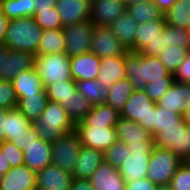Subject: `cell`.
I'll list each match as a JSON object with an SVG mask.
<instances>
[{
  "label": "cell",
  "instance_id": "603a6c76",
  "mask_svg": "<svg viewBox=\"0 0 190 190\" xmlns=\"http://www.w3.org/2000/svg\"><path fill=\"white\" fill-rule=\"evenodd\" d=\"M121 79H126L125 56L102 58L97 77L99 83L109 88Z\"/></svg>",
  "mask_w": 190,
  "mask_h": 190
},
{
  "label": "cell",
  "instance_id": "ee69618b",
  "mask_svg": "<svg viewBox=\"0 0 190 190\" xmlns=\"http://www.w3.org/2000/svg\"><path fill=\"white\" fill-rule=\"evenodd\" d=\"M169 186L172 190H190V161H183L170 180Z\"/></svg>",
  "mask_w": 190,
  "mask_h": 190
},
{
  "label": "cell",
  "instance_id": "8d00e7d4",
  "mask_svg": "<svg viewBox=\"0 0 190 190\" xmlns=\"http://www.w3.org/2000/svg\"><path fill=\"white\" fill-rule=\"evenodd\" d=\"M77 89L76 81L72 78L64 82L48 85L45 90L48 99L57 102L62 107L69 102L73 92Z\"/></svg>",
  "mask_w": 190,
  "mask_h": 190
},
{
  "label": "cell",
  "instance_id": "db71d44e",
  "mask_svg": "<svg viewBox=\"0 0 190 190\" xmlns=\"http://www.w3.org/2000/svg\"><path fill=\"white\" fill-rule=\"evenodd\" d=\"M57 0H32V7L35 8V11H42L46 9H52L55 7Z\"/></svg>",
  "mask_w": 190,
  "mask_h": 190
},
{
  "label": "cell",
  "instance_id": "f546056e",
  "mask_svg": "<svg viewBox=\"0 0 190 190\" xmlns=\"http://www.w3.org/2000/svg\"><path fill=\"white\" fill-rule=\"evenodd\" d=\"M49 99L44 89L38 95L26 96L17 100L16 108L20 110L31 122L40 119Z\"/></svg>",
  "mask_w": 190,
  "mask_h": 190
},
{
  "label": "cell",
  "instance_id": "680465c9",
  "mask_svg": "<svg viewBox=\"0 0 190 190\" xmlns=\"http://www.w3.org/2000/svg\"><path fill=\"white\" fill-rule=\"evenodd\" d=\"M7 109L0 108V142L5 141V116Z\"/></svg>",
  "mask_w": 190,
  "mask_h": 190
},
{
  "label": "cell",
  "instance_id": "7a4b0ae2",
  "mask_svg": "<svg viewBox=\"0 0 190 190\" xmlns=\"http://www.w3.org/2000/svg\"><path fill=\"white\" fill-rule=\"evenodd\" d=\"M43 30L34 17H22L9 20L3 43L11 50H18L37 55V48Z\"/></svg>",
  "mask_w": 190,
  "mask_h": 190
},
{
  "label": "cell",
  "instance_id": "9c48e42d",
  "mask_svg": "<svg viewBox=\"0 0 190 190\" xmlns=\"http://www.w3.org/2000/svg\"><path fill=\"white\" fill-rule=\"evenodd\" d=\"M82 144L75 129L63 134L51 143L52 164L73 173Z\"/></svg>",
  "mask_w": 190,
  "mask_h": 190
},
{
  "label": "cell",
  "instance_id": "4316f807",
  "mask_svg": "<svg viewBox=\"0 0 190 190\" xmlns=\"http://www.w3.org/2000/svg\"><path fill=\"white\" fill-rule=\"evenodd\" d=\"M33 54L9 49L5 66V81H12L20 72L34 68Z\"/></svg>",
  "mask_w": 190,
  "mask_h": 190
},
{
  "label": "cell",
  "instance_id": "60d3db41",
  "mask_svg": "<svg viewBox=\"0 0 190 190\" xmlns=\"http://www.w3.org/2000/svg\"><path fill=\"white\" fill-rule=\"evenodd\" d=\"M104 161L115 168H119L124 163L127 156H130L131 150L127 144L117 140L112 146L104 152Z\"/></svg>",
  "mask_w": 190,
  "mask_h": 190
},
{
  "label": "cell",
  "instance_id": "cb8c5ba5",
  "mask_svg": "<svg viewBox=\"0 0 190 190\" xmlns=\"http://www.w3.org/2000/svg\"><path fill=\"white\" fill-rule=\"evenodd\" d=\"M103 162L104 153L102 151L82 146L72 175L79 179H89Z\"/></svg>",
  "mask_w": 190,
  "mask_h": 190
},
{
  "label": "cell",
  "instance_id": "f907efd6",
  "mask_svg": "<svg viewBox=\"0 0 190 190\" xmlns=\"http://www.w3.org/2000/svg\"><path fill=\"white\" fill-rule=\"evenodd\" d=\"M157 187L150 179L147 177L143 179H138L134 182H126L125 190H155Z\"/></svg>",
  "mask_w": 190,
  "mask_h": 190
},
{
  "label": "cell",
  "instance_id": "91938a15",
  "mask_svg": "<svg viewBox=\"0 0 190 190\" xmlns=\"http://www.w3.org/2000/svg\"><path fill=\"white\" fill-rule=\"evenodd\" d=\"M182 120L190 125V103L185 107L184 112L182 113Z\"/></svg>",
  "mask_w": 190,
  "mask_h": 190
},
{
  "label": "cell",
  "instance_id": "ac0fdd59",
  "mask_svg": "<svg viewBox=\"0 0 190 190\" xmlns=\"http://www.w3.org/2000/svg\"><path fill=\"white\" fill-rule=\"evenodd\" d=\"M71 78L74 81L95 80L100 71L101 59L91 51L70 58Z\"/></svg>",
  "mask_w": 190,
  "mask_h": 190
},
{
  "label": "cell",
  "instance_id": "e0dca14e",
  "mask_svg": "<svg viewBox=\"0 0 190 190\" xmlns=\"http://www.w3.org/2000/svg\"><path fill=\"white\" fill-rule=\"evenodd\" d=\"M0 190H36V172L27 165L11 168L1 177Z\"/></svg>",
  "mask_w": 190,
  "mask_h": 190
},
{
  "label": "cell",
  "instance_id": "6125c7cd",
  "mask_svg": "<svg viewBox=\"0 0 190 190\" xmlns=\"http://www.w3.org/2000/svg\"><path fill=\"white\" fill-rule=\"evenodd\" d=\"M155 190H172L169 185H159Z\"/></svg>",
  "mask_w": 190,
  "mask_h": 190
},
{
  "label": "cell",
  "instance_id": "3957f363",
  "mask_svg": "<svg viewBox=\"0 0 190 190\" xmlns=\"http://www.w3.org/2000/svg\"><path fill=\"white\" fill-rule=\"evenodd\" d=\"M32 127L39 138L52 143L63 134L73 130L75 124L60 104L49 100L40 119L32 122Z\"/></svg>",
  "mask_w": 190,
  "mask_h": 190
},
{
  "label": "cell",
  "instance_id": "9a60e30c",
  "mask_svg": "<svg viewBox=\"0 0 190 190\" xmlns=\"http://www.w3.org/2000/svg\"><path fill=\"white\" fill-rule=\"evenodd\" d=\"M127 11V6L118 0H91L90 21L94 25L110 26Z\"/></svg>",
  "mask_w": 190,
  "mask_h": 190
},
{
  "label": "cell",
  "instance_id": "f1b7e54d",
  "mask_svg": "<svg viewBox=\"0 0 190 190\" xmlns=\"http://www.w3.org/2000/svg\"><path fill=\"white\" fill-rule=\"evenodd\" d=\"M110 27L113 34L128 50L134 45L138 23L127 11L111 23Z\"/></svg>",
  "mask_w": 190,
  "mask_h": 190
},
{
  "label": "cell",
  "instance_id": "f6af8a7d",
  "mask_svg": "<svg viewBox=\"0 0 190 190\" xmlns=\"http://www.w3.org/2000/svg\"><path fill=\"white\" fill-rule=\"evenodd\" d=\"M169 47V35H168V25L165 29L158 34V36L148 43V45L140 52L145 55L160 57L164 50Z\"/></svg>",
  "mask_w": 190,
  "mask_h": 190
},
{
  "label": "cell",
  "instance_id": "44dd1931",
  "mask_svg": "<svg viewBox=\"0 0 190 190\" xmlns=\"http://www.w3.org/2000/svg\"><path fill=\"white\" fill-rule=\"evenodd\" d=\"M190 103V84L174 81L169 90L157 101L156 105L182 115Z\"/></svg>",
  "mask_w": 190,
  "mask_h": 190
},
{
  "label": "cell",
  "instance_id": "ab89813d",
  "mask_svg": "<svg viewBox=\"0 0 190 190\" xmlns=\"http://www.w3.org/2000/svg\"><path fill=\"white\" fill-rule=\"evenodd\" d=\"M182 121V115L168 109H163L155 106V113L153 118L154 134L162 128L176 127Z\"/></svg>",
  "mask_w": 190,
  "mask_h": 190
},
{
  "label": "cell",
  "instance_id": "d590c367",
  "mask_svg": "<svg viewBox=\"0 0 190 190\" xmlns=\"http://www.w3.org/2000/svg\"><path fill=\"white\" fill-rule=\"evenodd\" d=\"M32 0H0V11L9 20L22 17H33L35 8Z\"/></svg>",
  "mask_w": 190,
  "mask_h": 190
},
{
  "label": "cell",
  "instance_id": "816d5d0a",
  "mask_svg": "<svg viewBox=\"0 0 190 190\" xmlns=\"http://www.w3.org/2000/svg\"><path fill=\"white\" fill-rule=\"evenodd\" d=\"M8 57L9 48L4 43H0V80H5V61Z\"/></svg>",
  "mask_w": 190,
  "mask_h": 190
},
{
  "label": "cell",
  "instance_id": "6da1fadb",
  "mask_svg": "<svg viewBox=\"0 0 190 190\" xmlns=\"http://www.w3.org/2000/svg\"><path fill=\"white\" fill-rule=\"evenodd\" d=\"M126 78L135 90H144L150 81L163 80L169 72L155 56L128 51L125 54Z\"/></svg>",
  "mask_w": 190,
  "mask_h": 190
},
{
  "label": "cell",
  "instance_id": "bcb514c9",
  "mask_svg": "<svg viewBox=\"0 0 190 190\" xmlns=\"http://www.w3.org/2000/svg\"><path fill=\"white\" fill-rule=\"evenodd\" d=\"M0 149L4 152L11 168L24 165V151L13 142L8 140L0 142Z\"/></svg>",
  "mask_w": 190,
  "mask_h": 190
},
{
  "label": "cell",
  "instance_id": "d4e9b609",
  "mask_svg": "<svg viewBox=\"0 0 190 190\" xmlns=\"http://www.w3.org/2000/svg\"><path fill=\"white\" fill-rule=\"evenodd\" d=\"M17 99L38 95L45 87L35 68L20 72L12 80Z\"/></svg>",
  "mask_w": 190,
  "mask_h": 190
},
{
  "label": "cell",
  "instance_id": "484cf974",
  "mask_svg": "<svg viewBox=\"0 0 190 190\" xmlns=\"http://www.w3.org/2000/svg\"><path fill=\"white\" fill-rule=\"evenodd\" d=\"M165 19L151 20L138 24L134 45L129 49L132 52H141L149 42L165 29Z\"/></svg>",
  "mask_w": 190,
  "mask_h": 190
},
{
  "label": "cell",
  "instance_id": "5b68a950",
  "mask_svg": "<svg viewBox=\"0 0 190 190\" xmlns=\"http://www.w3.org/2000/svg\"><path fill=\"white\" fill-rule=\"evenodd\" d=\"M152 137L154 146L167 148L182 161H190V125L184 120L176 127L162 128Z\"/></svg>",
  "mask_w": 190,
  "mask_h": 190
},
{
  "label": "cell",
  "instance_id": "7c38bea8",
  "mask_svg": "<svg viewBox=\"0 0 190 190\" xmlns=\"http://www.w3.org/2000/svg\"><path fill=\"white\" fill-rule=\"evenodd\" d=\"M94 24L91 21L63 27L65 36V53L71 58L88 53L92 46Z\"/></svg>",
  "mask_w": 190,
  "mask_h": 190
},
{
  "label": "cell",
  "instance_id": "681fc988",
  "mask_svg": "<svg viewBox=\"0 0 190 190\" xmlns=\"http://www.w3.org/2000/svg\"><path fill=\"white\" fill-rule=\"evenodd\" d=\"M175 81L190 84V52L173 75Z\"/></svg>",
  "mask_w": 190,
  "mask_h": 190
},
{
  "label": "cell",
  "instance_id": "30bf717a",
  "mask_svg": "<svg viewBox=\"0 0 190 190\" xmlns=\"http://www.w3.org/2000/svg\"><path fill=\"white\" fill-rule=\"evenodd\" d=\"M115 128L118 140L126 143L131 152L153 150L152 134L137 122L120 117Z\"/></svg>",
  "mask_w": 190,
  "mask_h": 190
},
{
  "label": "cell",
  "instance_id": "5bb4252c",
  "mask_svg": "<svg viewBox=\"0 0 190 190\" xmlns=\"http://www.w3.org/2000/svg\"><path fill=\"white\" fill-rule=\"evenodd\" d=\"M73 175L54 164L36 172V190H69Z\"/></svg>",
  "mask_w": 190,
  "mask_h": 190
},
{
  "label": "cell",
  "instance_id": "1f68e13d",
  "mask_svg": "<svg viewBox=\"0 0 190 190\" xmlns=\"http://www.w3.org/2000/svg\"><path fill=\"white\" fill-rule=\"evenodd\" d=\"M109 94L105 103L112 106L118 113L124 109L127 99L135 91L133 84L126 78L117 81L108 88Z\"/></svg>",
  "mask_w": 190,
  "mask_h": 190
},
{
  "label": "cell",
  "instance_id": "6f0895ef",
  "mask_svg": "<svg viewBox=\"0 0 190 190\" xmlns=\"http://www.w3.org/2000/svg\"><path fill=\"white\" fill-rule=\"evenodd\" d=\"M158 8L165 13L169 8H171L177 0H155L154 1Z\"/></svg>",
  "mask_w": 190,
  "mask_h": 190
},
{
  "label": "cell",
  "instance_id": "ffe728a7",
  "mask_svg": "<svg viewBox=\"0 0 190 190\" xmlns=\"http://www.w3.org/2000/svg\"><path fill=\"white\" fill-rule=\"evenodd\" d=\"M151 153L152 151H134L127 156L124 163L118 168L126 182H134L147 177Z\"/></svg>",
  "mask_w": 190,
  "mask_h": 190
},
{
  "label": "cell",
  "instance_id": "b9f144b4",
  "mask_svg": "<svg viewBox=\"0 0 190 190\" xmlns=\"http://www.w3.org/2000/svg\"><path fill=\"white\" fill-rule=\"evenodd\" d=\"M33 17L42 30H54L63 28L60 15L56 7H53L49 10L46 9L42 11H35Z\"/></svg>",
  "mask_w": 190,
  "mask_h": 190
},
{
  "label": "cell",
  "instance_id": "8992f818",
  "mask_svg": "<svg viewBox=\"0 0 190 190\" xmlns=\"http://www.w3.org/2000/svg\"><path fill=\"white\" fill-rule=\"evenodd\" d=\"M183 161L167 148L154 146L150 155L147 178L157 186L169 185Z\"/></svg>",
  "mask_w": 190,
  "mask_h": 190
},
{
  "label": "cell",
  "instance_id": "74e56055",
  "mask_svg": "<svg viewBox=\"0 0 190 190\" xmlns=\"http://www.w3.org/2000/svg\"><path fill=\"white\" fill-rule=\"evenodd\" d=\"M92 107L91 103L83 95L78 93L77 89L73 92L69 102L63 106L74 124L82 121Z\"/></svg>",
  "mask_w": 190,
  "mask_h": 190
},
{
  "label": "cell",
  "instance_id": "ba28073f",
  "mask_svg": "<svg viewBox=\"0 0 190 190\" xmlns=\"http://www.w3.org/2000/svg\"><path fill=\"white\" fill-rule=\"evenodd\" d=\"M21 150L24 151V165L35 172L52 164L51 143L39 138L33 127L27 131L21 140Z\"/></svg>",
  "mask_w": 190,
  "mask_h": 190
},
{
  "label": "cell",
  "instance_id": "4fadbf2b",
  "mask_svg": "<svg viewBox=\"0 0 190 190\" xmlns=\"http://www.w3.org/2000/svg\"><path fill=\"white\" fill-rule=\"evenodd\" d=\"M90 51L102 59L113 56H125L129 50L113 34L110 26L94 25Z\"/></svg>",
  "mask_w": 190,
  "mask_h": 190
},
{
  "label": "cell",
  "instance_id": "d6a6232c",
  "mask_svg": "<svg viewBox=\"0 0 190 190\" xmlns=\"http://www.w3.org/2000/svg\"><path fill=\"white\" fill-rule=\"evenodd\" d=\"M168 26L190 30V0H177V2L164 13Z\"/></svg>",
  "mask_w": 190,
  "mask_h": 190
},
{
  "label": "cell",
  "instance_id": "f35d334b",
  "mask_svg": "<svg viewBox=\"0 0 190 190\" xmlns=\"http://www.w3.org/2000/svg\"><path fill=\"white\" fill-rule=\"evenodd\" d=\"M189 52V50L178 46H169L163 51L162 56L158 57V59L162 62L167 71L174 75Z\"/></svg>",
  "mask_w": 190,
  "mask_h": 190
},
{
  "label": "cell",
  "instance_id": "11a10c76",
  "mask_svg": "<svg viewBox=\"0 0 190 190\" xmlns=\"http://www.w3.org/2000/svg\"><path fill=\"white\" fill-rule=\"evenodd\" d=\"M9 19L5 17L0 11V43H3L7 32Z\"/></svg>",
  "mask_w": 190,
  "mask_h": 190
},
{
  "label": "cell",
  "instance_id": "277c9868",
  "mask_svg": "<svg viewBox=\"0 0 190 190\" xmlns=\"http://www.w3.org/2000/svg\"><path fill=\"white\" fill-rule=\"evenodd\" d=\"M70 65V57L66 53L35 55L34 68L45 88L71 79Z\"/></svg>",
  "mask_w": 190,
  "mask_h": 190
},
{
  "label": "cell",
  "instance_id": "9f6ffc18",
  "mask_svg": "<svg viewBox=\"0 0 190 190\" xmlns=\"http://www.w3.org/2000/svg\"><path fill=\"white\" fill-rule=\"evenodd\" d=\"M11 169L9 162H7V158L5 154L0 149V174L3 176Z\"/></svg>",
  "mask_w": 190,
  "mask_h": 190
},
{
  "label": "cell",
  "instance_id": "94428289",
  "mask_svg": "<svg viewBox=\"0 0 190 190\" xmlns=\"http://www.w3.org/2000/svg\"><path fill=\"white\" fill-rule=\"evenodd\" d=\"M118 1L122 2L123 4H125L127 6L131 3H140V2H144V1H150V0H118Z\"/></svg>",
  "mask_w": 190,
  "mask_h": 190
},
{
  "label": "cell",
  "instance_id": "83f0119b",
  "mask_svg": "<svg viewBox=\"0 0 190 190\" xmlns=\"http://www.w3.org/2000/svg\"><path fill=\"white\" fill-rule=\"evenodd\" d=\"M120 119L118 113L112 106L107 103L93 106L92 109L86 114V117L75 123V125H116Z\"/></svg>",
  "mask_w": 190,
  "mask_h": 190
},
{
  "label": "cell",
  "instance_id": "e575fe53",
  "mask_svg": "<svg viewBox=\"0 0 190 190\" xmlns=\"http://www.w3.org/2000/svg\"><path fill=\"white\" fill-rule=\"evenodd\" d=\"M77 91L83 95L92 106H98L106 102L108 88L103 87L97 79L77 81Z\"/></svg>",
  "mask_w": 190,
  "mask_h": 190
},
{
  "label": "cell",
  "instance_id": "c3c4849f",
  "mask_svg": "<svg viewBox=\"0 0 190 190\" xmlns=\"http://www.w3.org/2000/svg\"><path fill=\"white\" fill-rule=\"evenodd\" d=\"M169 46H178L190 51V30L168 26Z\"/></svg>",
  "mask_w": 190,
  "mask_h": 190
},
{
  "label": "cell",
  "instance_id": "f5cc1de1",
  "mask_svg": "<svg viewBox=\"0 0 190 190\" xmlns=\"http://www.w3.org/2000/svg\"><path fill=\"white\" fill-rule=\"evenodd\" d=\"M69 190H94L89 179L73 177Z\"/></svg>",
  "mask_w": 190,
  "mask_h": 190
},
{
  "label": "cell",
  "instance_id": "2e32d148",
  "mask_svg": "<svg viewBox=\"0 0 190 190\" xmlns=\"http://www.w3.org/2000/svg\"><path fill=\"white\" fill-rule=\"evenodd\" d=\"M55 7L63 27L90 21L91 0H57Z\"/></svg>",
  "mask_w": 190,
  "mask_h": 190
},
{
  "label": "cell",
  "instance_id": "7dc6e473",
  "mask_svg": "<svg viewBox=\"0 0 190 190\" xmlns=\"http://www.w3.org/2000/svg\"><path fill=\"white\" fill-rule=\"evenodd\" d=\"M17 100L12 81L0 80V108L14 109Z\"/></svg>",
  "mask_w": 190,
  "mask_h": 190
},
{
  "label": "cell",
  "instance_id": "d6986e66",
  "mask_svg": "<svg viewBox=\"0 0 190 190\" xmlns=\"http://www.w3.org/2000/svg\"><path fill=\"white\" fill-rule=\"evenodd\" d=\"M89 180L94 190H125L126 181L118 168L105 161L99 165Z\"/></svg>",
  "mask_w": 190,
  "mask_h": 190
},
{
  "label": "cell",
  "instance_id": "7402d4cb",
  "mask_svg": "<svg viewBox=\"0 0 190 190\" xmlns=\"http://www.w3.org/2000/svg\"><path fill=\"white\" fill-rule=\"evenodd\" d=\"M32 127V122L17 108L7 110L5 116V140L21 149V140Z\"/></svg>",
  "mask_w": 190,
  "mask_h": 190
},
{
  "label": "cell",
  "instance_id": "8fae6325",
  "mask_svg": "<svg viewBox=\"0 0 190 190\" xmlns=\"http://www.w3.org/2000/svg\"><path fill=\"white\" fill-rule=\"evenodd\" d=\"M74 129L82 146L102 152L118 140L114 125H75Z\"/></svg>",
  "mask_w": 190,
  "mask_h": 190
},
{
  "label": "cell",
  "instance_id": "7bdbcfd3",
  "mask_svg": "<svg viewBox=\"0 0 190 190\" xmlns=\"http://www.w3.org/2000/svg\"><path fill=\"white\" fill-rule=\"evenodd\" d=\"M175 78L173 74H168L163 77V80L150 81L145 87L146 95L155 103L169 90L174 83Z\"/></svg>",
  "mask_w": 190,
  "mask_h": 190
},
{
  "label": "cell",
  "instance_id": "52a82bcc",
  "mask_svg": "<svg viewBox=\"0 0 190 190\" xmlns=\"http://www.w3.org/2000/svg\"><path fill=\"white\" fill-rule=\"evenodd\" d=\"M155 106L156 103L146 95L145 90H135L127 99L120 117L137 122L153 136Z\"/></svg>",
  "mask_w": 190,
  "mask_h": 190
},
{
  "label": "cell",
  "instance_id": "836d02e7",
  "mask_svg": "<svg viewBox=\"0 0 190 190\" xmlns=\"http://www.w3.org/2000/svg\"><path fill=\"white\" fill-rule=\"evenodd\" d=\"M127 12L138 24L151 20L164 18V13L158 8L154 1H144L127 5Z\"/></svg>",
  "mask_w": 190,
  "mask_h": 190
},
{
  "label": "cell",
  "instance_id": "4dcf8cb0",
  "mask_svg": "<svg viewBox=\"0 0 190 190\" xmlns=\"http://www.w3.org/2000/svg\"><path fill=\"white\" fill-rule=\"evenodd\" d=\"M65 36L63 28L43 30L37 54L65 53Z\"/></svg>",
  "mask_w": 190,
  "mask_h": 190
}]
</instances>
